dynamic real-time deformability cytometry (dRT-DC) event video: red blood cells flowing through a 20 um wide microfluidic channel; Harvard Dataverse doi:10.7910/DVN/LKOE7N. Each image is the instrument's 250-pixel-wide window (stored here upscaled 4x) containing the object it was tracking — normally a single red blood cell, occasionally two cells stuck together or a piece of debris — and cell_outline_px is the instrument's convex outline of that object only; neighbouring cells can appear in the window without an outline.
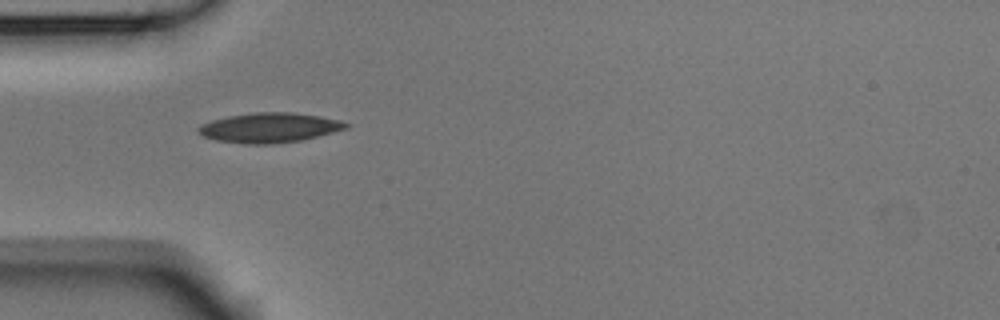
{"species": "Egyptian fruit bat (a non-hibernating species)", "species_latin": "Rousettus aegyptiacus", "temperature_condition": "room temperature", "stored_images_in_passage": 5, "camera_frame_rate_fps": 3000, "um_per_image_px": 0.085, "animal": {"sex": "male"}, "frame": {"image": 1, "passage_image": 4, "time_ms": 1.0, "image_size_px": [1000, 320], "cell_outline_px": [[352, 124], [348, 128], [300, 140], [268, 144], [244, 144], [216, 140], [204, 136], [196, 128], [200, 124], [212, 120], [228, 116], [256, 112], [288, 112], [320, 116], [340, 120]], "centroid_in_image_um": [22.9, 10.84], "position_along_channel_um": 62.1, "area_um2": 25.43}}
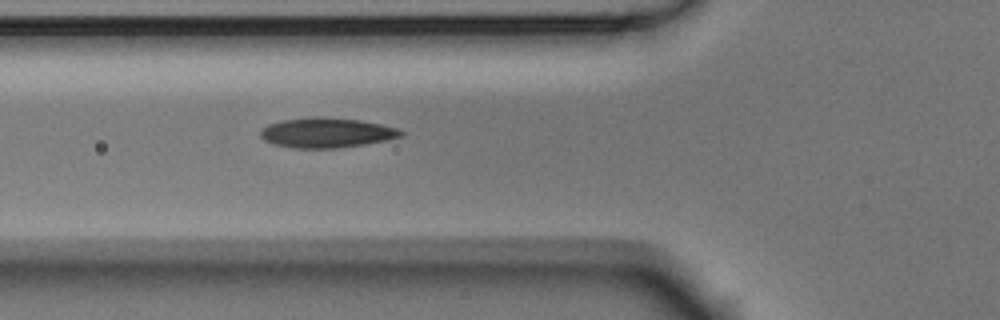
{"frame": {"image": 2, "passage_image": 5, "time_ms": 1.333, "image_size_px": [1000, 320], "cell_outline_px": [[404, 136], [388, 140], [364, 144], [336, 148], [292, 148], [272, 144], [264, 140], [260, 136], [260, 132], [268, 124], [280, 120], [308, 116], [324, 116], [360, 120], [400, 128], [404, 132]], "centroid_in_image_um": [27.77, 11.27], "position_along_channel_um": 98.0, "area_um2": 24.91}}